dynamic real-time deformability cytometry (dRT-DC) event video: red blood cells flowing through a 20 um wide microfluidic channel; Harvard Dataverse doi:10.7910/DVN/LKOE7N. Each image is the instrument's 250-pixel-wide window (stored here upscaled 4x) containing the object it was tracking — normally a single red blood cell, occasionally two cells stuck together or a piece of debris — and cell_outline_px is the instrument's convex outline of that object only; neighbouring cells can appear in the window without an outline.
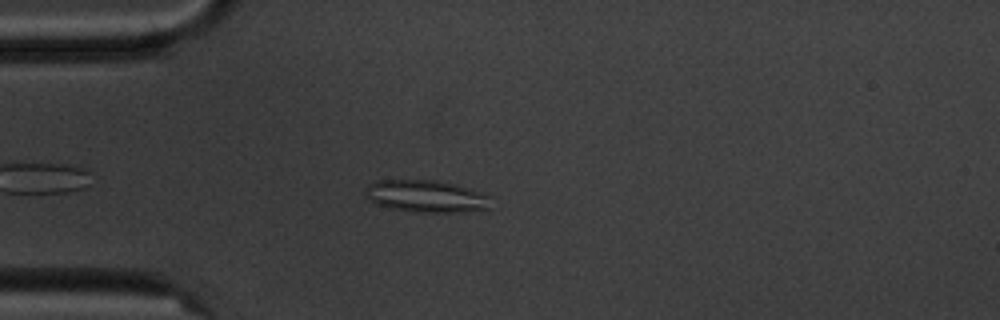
{"species": "common noctule bat (a hibernating species)", "species_latin": "Nyctalus noctula", "temperature_condition": "cold", "stored_images_in_passage": 7, "camera_frame_rate_fps": 3000, "um_per_image_px": 0.085, "animal": {"sex": "male", "body_mass_g": 20.1, "forearm_length_mm": 53.5}, "frame": {"image": 1, "passage_image": 4, "time_ms": 3.667, "image_size_px": [1000, 320], "cell_outline_px": [[492, 196], [488, 208], [464, 212], [412, 212], [392, 208], [376, 204], [368, 200], [364, 192], [368, 184], [376, 180], [432, 180], [452, 184], [484, 192]], "centroid_in_image_um": [36.21, 16.68], "position_along_channel_um": 48.8, "area_um2": 23.64}}
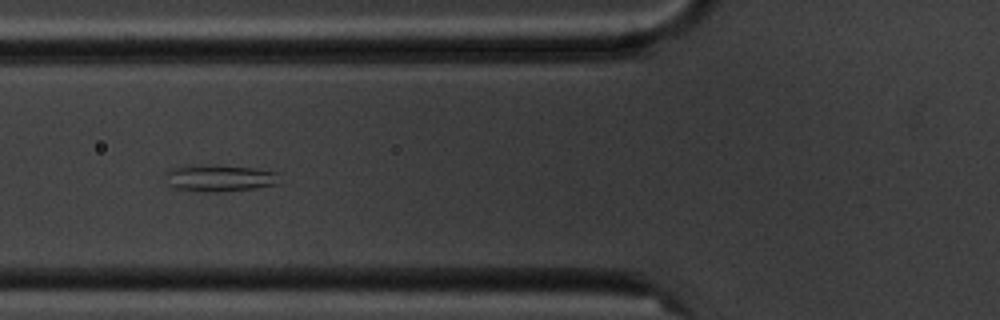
{"frame": {"image": 2, "passage_image": 6, "time_ms": 5.667, "image_size_px": [1000, 320], "cell_outline_px": [[280, 184], [252, 188], [216, 192], [208, 192], [172, 188], [168, 184], [164, 172], [168, 168], [192, 164], [216, 164], [252, 168], [276, 172]], "centroid_in_image_um": [18.57, 15.11], "position_along_channel_um": 107.2, "area_um2": 18.15}}